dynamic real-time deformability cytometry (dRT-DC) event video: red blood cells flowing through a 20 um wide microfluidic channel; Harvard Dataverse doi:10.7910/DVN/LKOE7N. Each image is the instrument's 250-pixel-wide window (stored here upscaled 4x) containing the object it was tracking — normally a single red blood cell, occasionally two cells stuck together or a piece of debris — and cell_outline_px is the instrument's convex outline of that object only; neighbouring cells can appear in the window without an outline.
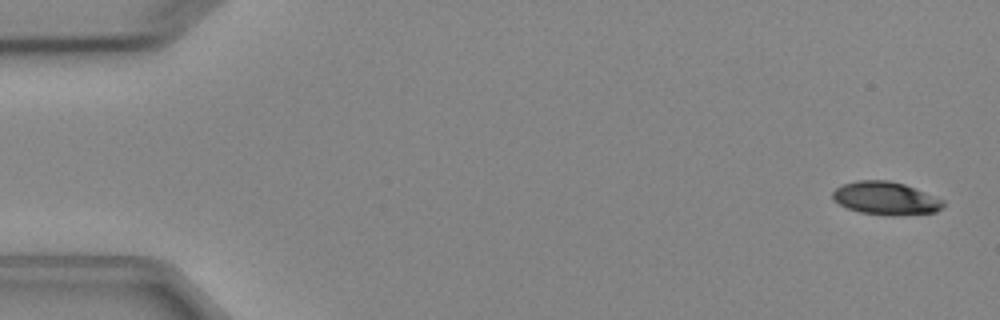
{"species": "Egyptian fruit bat (a non-hibernating species)", "species_latin": "Rousettus aegyptiacus", "temperature_condition": "cold", "stored_images_in_passage": 4, "camera_frame_rate_fps": 3000, "um_per_image_px": 0.085, "animal": {"sex": "female"}, "frame": {"image": 1, "passage_image": 1, "time_ms": 0.0, "image_size_px": [1000, 320], "cell_outline_px": [[944, 204], [936, 212], [892, 216], [860, 212], [848, 208], [832, 200], [832, 192], [836, 188], [844, 184], [856, 180], [888, 180], [904, 184], [944, 200]], "centroid_in_image_um": [75.26, 16.85], "position_along_channel_um": 9.7, "area_um2": 21.15}}